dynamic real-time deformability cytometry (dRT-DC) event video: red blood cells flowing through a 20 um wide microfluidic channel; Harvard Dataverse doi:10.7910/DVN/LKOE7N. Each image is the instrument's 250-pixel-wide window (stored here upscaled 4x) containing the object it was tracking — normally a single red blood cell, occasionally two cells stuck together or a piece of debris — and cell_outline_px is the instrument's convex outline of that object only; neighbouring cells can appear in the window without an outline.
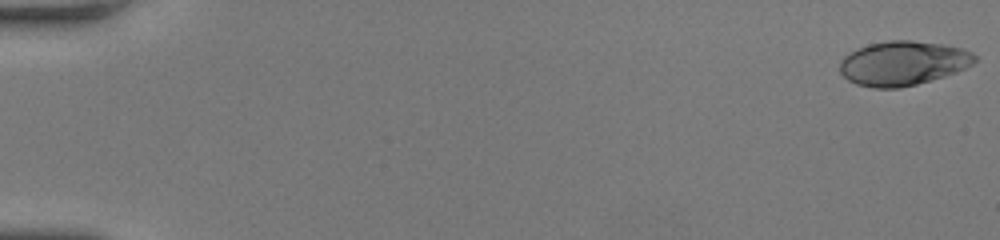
{"species": "human", "species_latin": "Homo sapiens", "temperature_condition": "room temperature", "stored_images_in_passage": 55, "camera_frame_rate_fps": 3000, "um_per_image_px": 0.085, "donor": {"sex": "female"}, "frame": {"image": 1, "passage_image": 1, "time_ms": 0.0, "image_size_px": [1000, 240], "cell_outline_px": [[976, 60], [972, 64], [956, 72], [944, 76], [916, 84], [900, 88], [872, 88], [856, 84], [848, 80], [840, 72], [840, 60], [848, 52], [856, 48], [868, 44], [888, 40], [912, 40], [944, 44], [964, 48], [972, 52], [976, 56]], "centroid_in_image_um": [76.73, 5.36], "position_along_channel_um": 8.3, "area_um2": 35.14}}
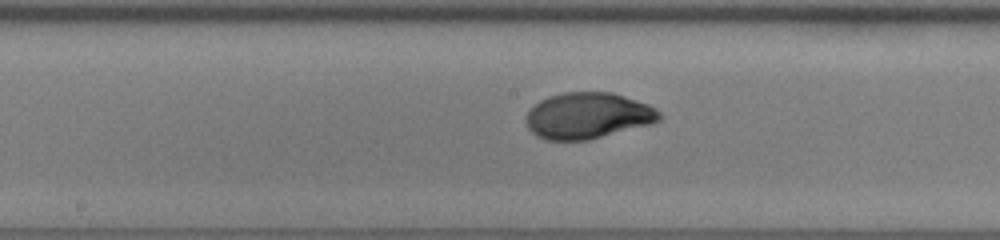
{"frame": {"image": 2, "passage_image": 30, "time_ms": 9.667, "image_size_px": [1000, 240], "cell_outline_px": [[664, 116], [660, 120], [652, 124], [588, 140], [544, 140], [536, 136], [528, 128], [524, 120], [528, 112], [540, 100], [548, 96], [564, 92], [612, 92], [648, 104], [656, 108]], "centroid_in_image_um": [49.98, 9.84], "position_along_channel_um": 198.2, "area_um2": 36.13}}
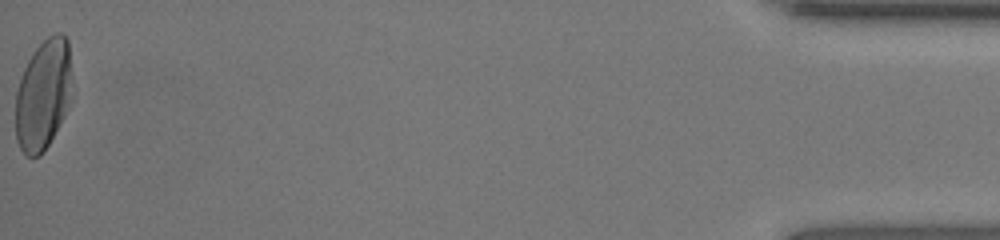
{"frame": {"image": 3, "passage_image": 55, "time_ms": 18.0, "image_size_px": [1000, 240], "cell_outline_px": [[72, 104], [48, 144], [40, 156], [28, 156], [20, 148], [16, 140], [16, 92], [20, 76], [32, 52], [48, 36], [56, 32], [60, 32], [68, 40], [72, 76]], "centroid_in_image_um": [3.7, 8.02], "position_along_channel_um": 431.5, "area_um2": 36.93}, "authors_computed_cell_mechanics": {"area_um2": 35.6048, "velocity_mm_per_s": 3.8911, "shape_relaxation_time_tau1_ms": 3.4706, "shape_relaxation_time_tau2_ms": null, "deformation_change_tau1": 0.2037, "deformation_change_tau2": null}}